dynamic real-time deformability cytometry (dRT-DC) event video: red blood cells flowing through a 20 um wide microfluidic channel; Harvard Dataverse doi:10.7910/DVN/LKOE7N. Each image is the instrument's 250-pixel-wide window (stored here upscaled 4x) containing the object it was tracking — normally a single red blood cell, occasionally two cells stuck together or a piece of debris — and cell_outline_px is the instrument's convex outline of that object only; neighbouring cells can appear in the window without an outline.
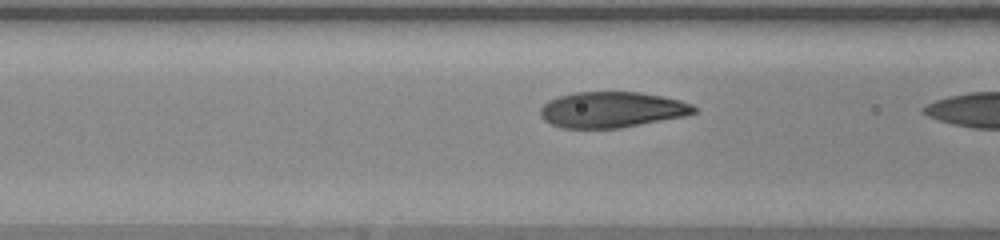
{"species": "human", "species_latin": "Homo sapiens", "temperature_condition": "warm", "stored_images_in_passage": 17, "segment_of_instrument_passage": [2, 2], "camera_frame_rate_fps": 3000, "um_per_image_px": 0.085, "donor": {"sex": "female"}, "frame": {"image": 1, "passage_image": 16, "time_ms": 5.0, "image_size_px": [1000, 240], "cell_outline_px": [[696, 112], [684, 116], [620, 128], [564, 128], [552, 124], [544, 120], [540, 116], [540, 108], [548, 100], [560, 96], [576, 92], [640, 92], [680, 100], [692, 104], [696, 108]], "centroid_in_image_um": [51.99, 9.32], "position_along_channel_um": 114.6, "area_um2": 31.91}}